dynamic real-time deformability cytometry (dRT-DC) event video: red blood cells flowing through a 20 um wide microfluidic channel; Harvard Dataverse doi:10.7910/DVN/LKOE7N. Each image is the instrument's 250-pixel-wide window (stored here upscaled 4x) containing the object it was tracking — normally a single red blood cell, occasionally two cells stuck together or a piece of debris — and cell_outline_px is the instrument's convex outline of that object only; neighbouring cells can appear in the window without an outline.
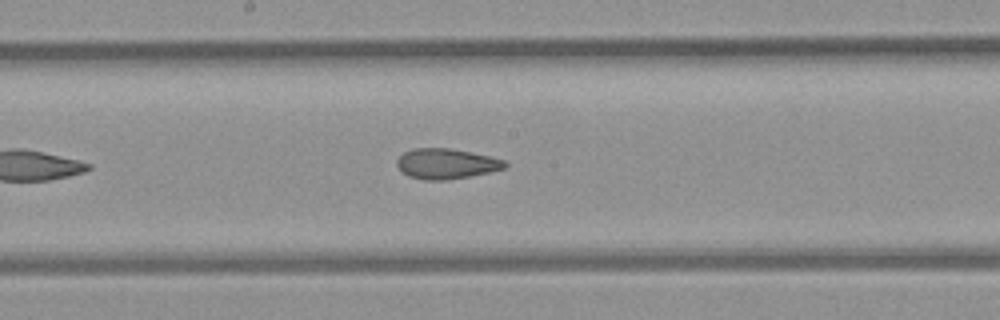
{"species": "common noctule bat (a hibernating species)", "species_latin": "Nyctalus noctula", "temperature_condition": "room temperature", "stored_images_in_passage": 25, "camera_frame_rate_fps": 3000, "um_per_image_px": 0.085, "animal": {"sex": "female", "body_mass_g": 21.9}, "frame": {"image": 1, "passage_image": 15, "time_ms": 4.667, "image_size_px": [1000, 320], "cell_outline_px": [[508, 164], [504, 168], [488, 172], [448, 180], [424, 180], [408, 176], [400, 172], [396, 164], [396, 160], [404, 152], [412, 148], [448, 148], [488, 156], [504, 160]], "centroid_in_image_um": [37.86, 13.92], "position_along_channel_um": 210.3, "area_um2": 18.96}}